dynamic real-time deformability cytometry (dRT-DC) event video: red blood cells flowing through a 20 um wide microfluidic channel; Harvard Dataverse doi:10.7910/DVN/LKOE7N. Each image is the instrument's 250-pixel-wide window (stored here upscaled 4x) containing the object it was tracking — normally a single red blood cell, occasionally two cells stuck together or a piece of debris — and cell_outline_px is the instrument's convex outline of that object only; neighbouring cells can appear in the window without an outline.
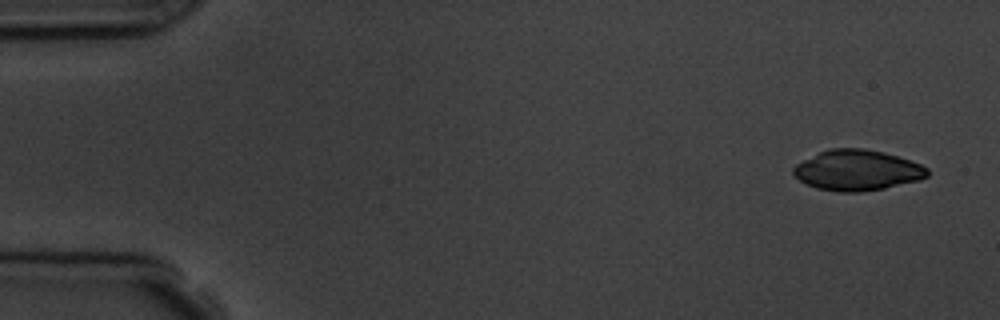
{"species": "common noctule bat (a hibernating species)", "species_latin": "Nyctalus noctula", "temperature_condition": "room temperature", "stored_images_in_passage": 6, "segment_of_instrument_passage": [1, 2], "camera_frame_rate_fps": 3000, "um_per_image_px": 0.085, "animal": {"sex": "male", "body_mass_g": 19.5, "forearm_length_mm": 54.6}, "frame": {"image": 1, "passage_image": 1, "time_ms": 0.0, "image_size_px": [1000, 320], "cell_outline_px": [[928, 176], [920, 180], [884, 188], [860, 192], [840, 192], [816, 188], [800, 180], [792, 172], [792, 168], [796, 164], [828, 148], [864, 148], [884, 152], [920, 164], [928, 168]], "centroid_in_image_um": [72.86, 14.47], "position_along_channel_um": 12.1, "area_um2": 31.5}}